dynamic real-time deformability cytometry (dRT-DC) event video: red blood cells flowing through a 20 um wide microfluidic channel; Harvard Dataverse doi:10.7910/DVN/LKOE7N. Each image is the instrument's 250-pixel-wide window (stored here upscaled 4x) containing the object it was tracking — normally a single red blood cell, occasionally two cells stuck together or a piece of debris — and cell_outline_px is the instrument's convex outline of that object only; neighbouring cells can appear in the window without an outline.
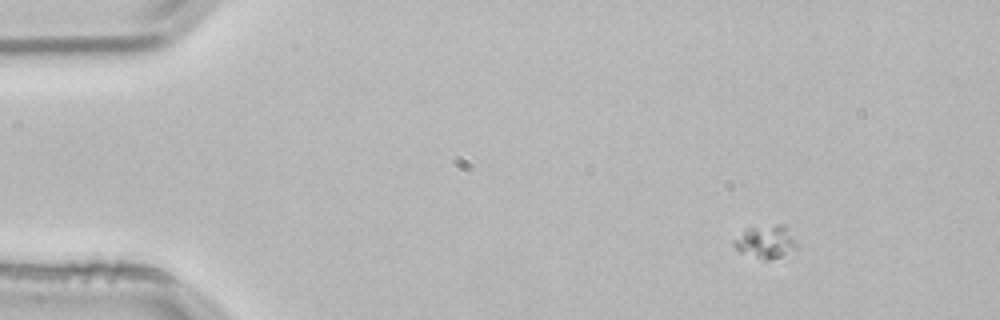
{"species": "common noctule bat (a hibernating species)", "species_latin": "Nyctalus noctula", "temperature_condition": "room temperature", "stored_images_in_passage": 3, "camera_frame_rate_fps": 3000, "um_per_image_px": 0.085, "animal": {"sex": "male", "body_mass_g": 21.5, "forearm_length_mm": 52.0}, "frame": {"image": 1, "passage_image": 1, "time_ms": 0.0, "image_size_px": [1000, 320], "cell_outline_px": [[796, 248], [780, 256], [768, 260], [764, 260], [740, 252], [732, 244], [732, 240], [748, 228], [776, 224], [784, 224], [796, 244]], "centroid_in_image_um": [65.04, 20.55], "position_along_channel_um": 20.0, "area_um2": 11.73}}
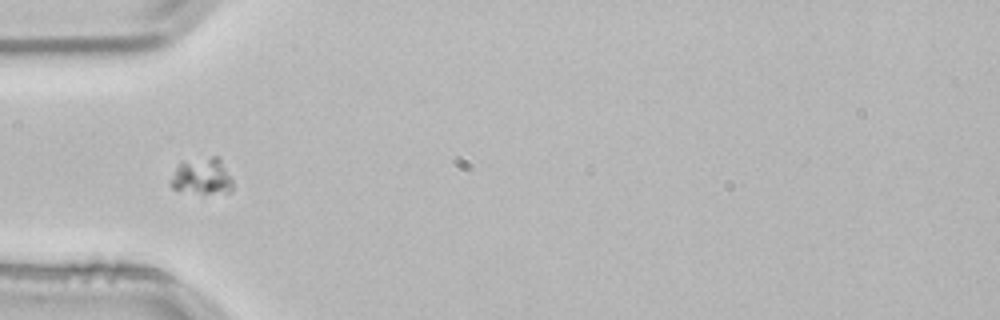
{"frame": {"image": 2, "passage_image": 3, "time_ms": 0.667, "image_size_px": [1000, 320], "cell_outline_px": [[232, 188], [228, 192], [196, 192], [172, 188], [168, 184], [168, 180], [180, 160], [212, 156], [220, 156], [232, 180]], "centroid_in_image_um": [17.12, 14.92], "position_along_channel_um": 67.9, "area_um2": 13.35}}